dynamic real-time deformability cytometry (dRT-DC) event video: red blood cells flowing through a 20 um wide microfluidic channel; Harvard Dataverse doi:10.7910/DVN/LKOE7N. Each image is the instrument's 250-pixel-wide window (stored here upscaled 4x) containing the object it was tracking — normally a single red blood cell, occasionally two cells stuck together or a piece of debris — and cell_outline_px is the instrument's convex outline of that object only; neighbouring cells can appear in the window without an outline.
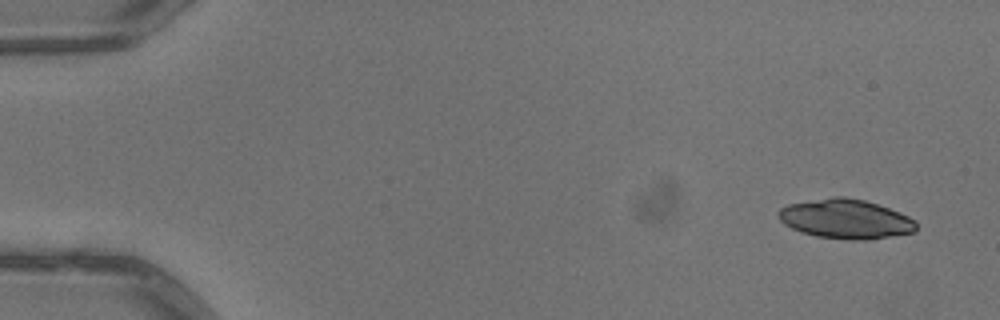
{"species": "common noctule bat (a hibernating species)", "species_latin": "Nyctalus noctula", "temperature_condition": "warm", "stored_images_in_passage": 5, "camera_frame_rate_fps": 3000, "um_per_image_px": 0.085, "animal": {"sex": "male", "body_mass_g": 13.3}, "frame": {"image": 1, "passage_image": 1, "time_ms": 0.0, "image_size_px": [1000, 320], "cell_outline_px": [[916, 232], [868, 240], [848, 240], [816, 236], [792, 228], [784, 224], [776, 216], [776, 212], [780, 208], [788, 204], [832, 196], [844, 196], [864, 200], [900, 212], [916, 220]], "centroid_in_image_um": [71.87, 18.61], "position_along_channel_um": 13.1, "area_um2": 31.85}}
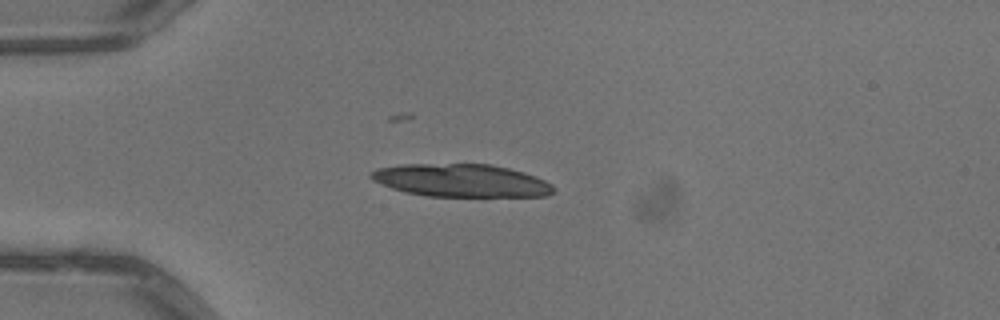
{"frame": {"image": 2, "passage_image": 4, "time_ms": 1.0, "image_size_px": [1000, 320], "cell_outline_px": [[556, 188], [548, 196], [428, 196], [404, 192], [380, 184], [372, 180], [368, 176], [376, 168], [400, 164], [492, 164], [524, 172], [536, 176], [552, 184]], "centroid_in_image_um": [39.18, 15.34], "position_along_channel_um": 45.8, "area_um2": 35.08}}